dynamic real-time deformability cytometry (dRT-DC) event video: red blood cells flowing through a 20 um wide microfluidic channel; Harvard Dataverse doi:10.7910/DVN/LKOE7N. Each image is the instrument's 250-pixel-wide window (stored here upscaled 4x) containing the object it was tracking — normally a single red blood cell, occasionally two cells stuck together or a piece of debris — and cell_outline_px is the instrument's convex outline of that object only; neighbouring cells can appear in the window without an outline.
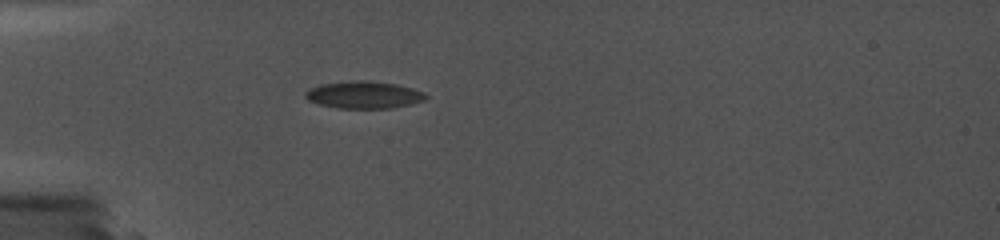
{"species": "common noctule bat (a hibernating species)", "species_latin": "Nyctalus noctula", "temperature_condition": "cold", "stored_images_in_passage": 10, "camera_frame_rate_fps": 5000, "um_per_image_px": 0.085, "animal": {"sex": "female", "body_mass_g": 19.0, "forearm_length_mm": 56.7}, "frame": {"image": 1, "passage_image": 2, "time_ms": 0.6, "image_size_px": [1000, 240], "cell_outline_px": [[428, 96], [424, 100], [392, 108], [340, 108], [320, 104], [308, 100], [304, 96], [304, 92], [308, 88], [320, 84], [352, 80], [368, 80], [396, 84], [412, 88], [424, 92]], "centroid_in_image_um": [30.89, 8.04], "position_along_channel_um": 54.1, "area_um2": 19.13}}
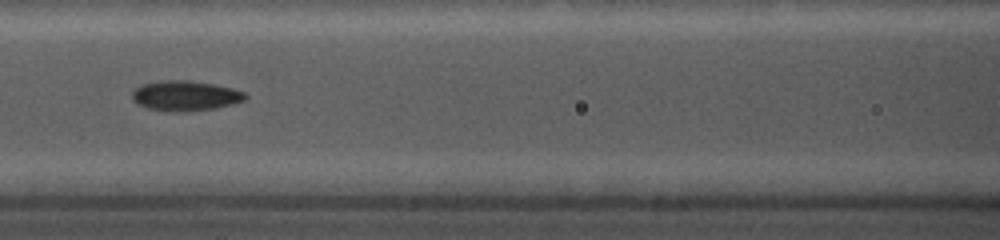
{"frame": {"image": 2, "passage_image": 6, "time_ms": 3.6, "image_size_px": [1000, 240], "cell_outline_px": [[248, 96], [244, 100], [232, 104], [216, 108], [184, 112], [176, 112], [148, 108], [136, 104], [132, 100], [132, 92], [140, 84], [160, 80], [188, 80], [212, 84], [232, 88], [244, 92]], "centroid_in_image_um": [15.72, 8.14], "position_along_channel_um": 150.9, "area_um2": 19.94}}
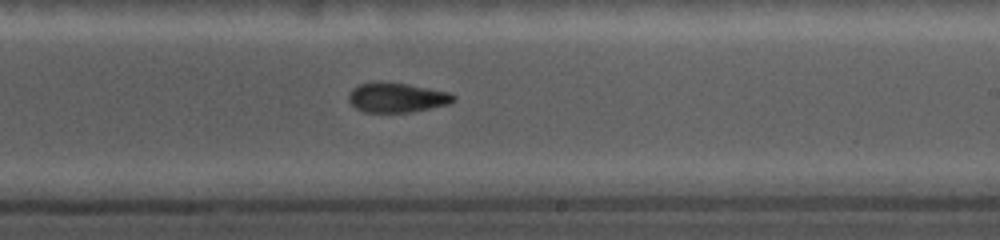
{"frame": {"image": 3, "passage_image": 10, "time_ms": 6.4, "image_size_px": [1000, 240], "cell_outline_px": [[456, 100], [448, 104], [432, 108], [408, 112], [364, 112], [356, 108], [348, 100], [348, 92], [352, 88], [360, 84], [372, 80], [384, 80], [408, 84], [448, 92], [456, 96]], "centroid_in_image_um": [33.69, 8.26], "position_along_channel_um": 255.3, "area_um2": 18.5}}